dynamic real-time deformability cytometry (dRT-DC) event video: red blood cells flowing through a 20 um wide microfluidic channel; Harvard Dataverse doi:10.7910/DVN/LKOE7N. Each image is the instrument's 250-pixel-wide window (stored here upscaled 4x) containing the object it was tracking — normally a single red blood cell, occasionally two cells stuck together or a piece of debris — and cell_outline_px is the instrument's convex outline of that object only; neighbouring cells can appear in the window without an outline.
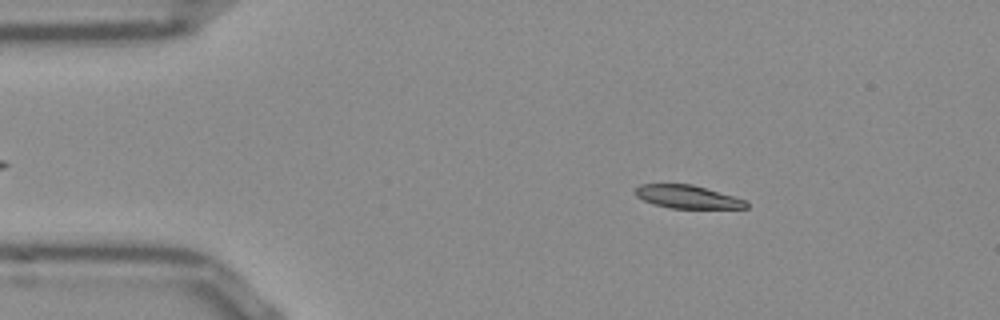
{"species": "Egyptian fruit bat (a non-hibernating species)", "species_latin": "Rousettus aegyptiacus", "temperature_condition": "room temperature", "stored_images_in_passage": 52, "camera_frame_rate_fps": 3000, "um_per_image_px": 0.085, "frame": {"image": 1, "passage_image": 8, "time_ms": 2.333, "image_size_px": [1000, 320], "cell_outline_px": [[748, 208], [672, 208], [652, 204], [636, 196], [636, 188], [640, 184], [692, 184], [748, 200]], "centroid_in_image_um": [58.46, 16.73], "position_along_channel_um": 26.5, "area_um2": 14.91}}
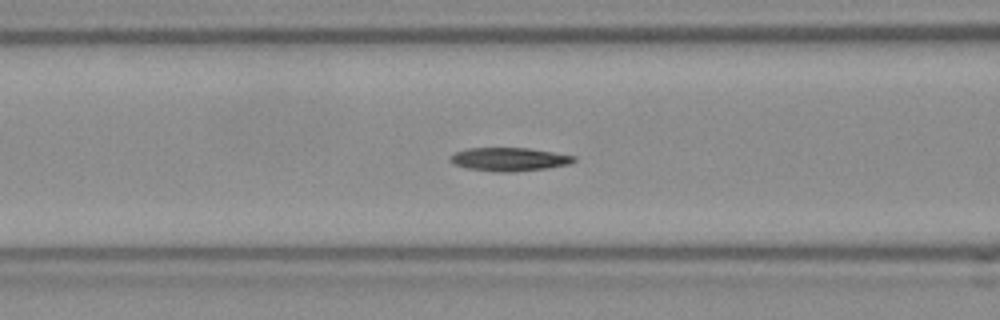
{"frame": {"image": 2, "passage_image": 20, "time_ms": 6.333, "image_size_px": [1000, 320], "cell_outline_px": [[576, 160], [568, 164], [548, 168], [508, 172], [500, 172], [468, 168], [456, 164], [448, 160], [456, 152], [468, 148], [528, 148], [576, 156]], "centroid_in_image_um": [43.31, 13.53], "position_along_channel_um": 123.3, "area_um2": 16.59}}
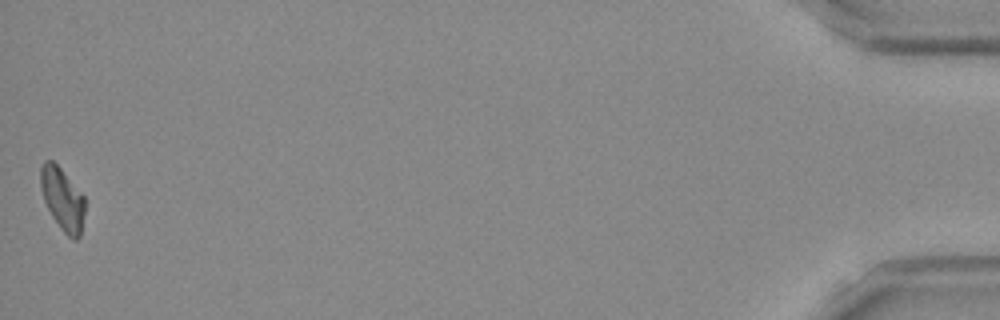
{"frame": {"image": 3, "passage_image": 52, "time_ms": 17.0, "image_size_px": [1000, 320], "cell_outline_px": [[84, 212], [80, 236], [76, 240], [72, 240], [60, 228], [52, 216], [44, 200], [40, 188], [40, 168], [44, 160], [52, 160], [60, 168], [84, 196]], "centroid_in_image_um": [5.29, 16.92], "position_along_channel_um": 429.9, "area_um2": 16.01}, "authors_computed_cell_mechanics": {"area_um2": 16.4441, "velocity_mm_per_s": 3.8297, "shape_relaxation_time_tau1_ms": 9.3877, "shape_relaxation_time_tau2_ms": null, "deformation_change_tau1": 0.2208, "deformation_change_tau2": null}}